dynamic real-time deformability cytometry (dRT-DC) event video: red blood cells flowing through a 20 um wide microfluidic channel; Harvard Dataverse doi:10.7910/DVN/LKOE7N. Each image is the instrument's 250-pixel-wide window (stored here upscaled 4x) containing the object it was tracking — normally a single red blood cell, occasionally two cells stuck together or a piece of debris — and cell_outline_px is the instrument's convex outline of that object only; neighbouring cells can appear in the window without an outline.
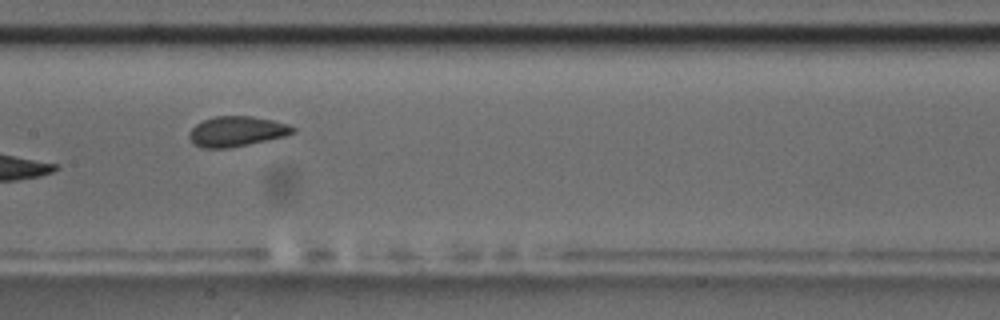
{"species": "common noctule bat (a hibernating species)", "species_latin": "Nyctalus noctula", "temperature_condition": "room temperature", "stored_images_in_passage": 14, "camera_frame_rate_fps": 3000, "um_per_image_px": 0.085, "animal": {"sex": "male", "body_mass_g": 17.5, "forearm_length_mm": 52.3}, "frame": {"image": 1, "passage_image": 7, "time_ms": 8.0, "image_size_px": [1000, 320], "cell_outline_px": [[296, 132], [284, 136], [268, 140], [228, 148], [200, 148], [192, 144], [188, 136], [188, 132], [196, 124], [204, 120], [216, 116], [252, 116], [272, 120], [288, 124], [296, 128]], "centroid_in_image_um": [20.09, 11.17], "position_along_channel_um": 187.3, "area_um2": 18.32}}
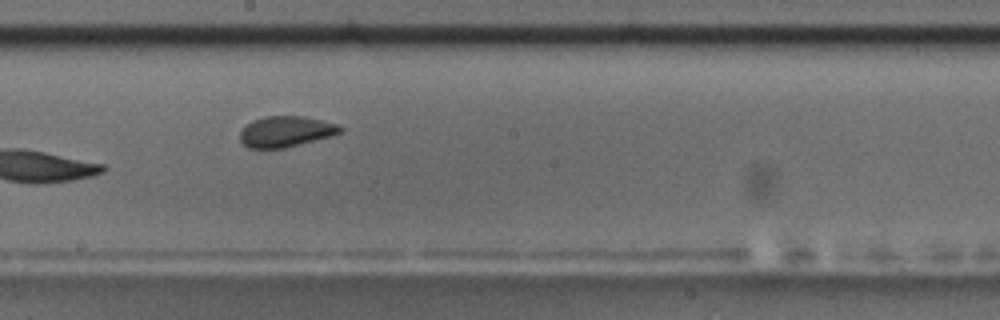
{"frame": {"image": 2, "passage_image": 8, "time_ms": 9.0, "image_size_px": [1000, 320], "cell_outline_px": [[344, 128], [340, 132], [316, 140], [284, 148], [248, 148], [240, 140], [240, 132], [252, 120], [264, 116], [304, 116], [340, 124]], "centroid_in_image_um": [24.3, 11.17], "position_along_channel_um": 223.9, "area_um2": 17.92}, "authors_computed_cell_mechanics": {"area_um2": 22.2241, "velocity_mm_per_s": 3.6776, "shape_relaxation_time_tau1_ms": 4.4461, "shape_relaxation_time_tau2_ms": 1.6766, "deformation_change_tau1": 0.1697, "deformation_change_tau2": 0.0646}}